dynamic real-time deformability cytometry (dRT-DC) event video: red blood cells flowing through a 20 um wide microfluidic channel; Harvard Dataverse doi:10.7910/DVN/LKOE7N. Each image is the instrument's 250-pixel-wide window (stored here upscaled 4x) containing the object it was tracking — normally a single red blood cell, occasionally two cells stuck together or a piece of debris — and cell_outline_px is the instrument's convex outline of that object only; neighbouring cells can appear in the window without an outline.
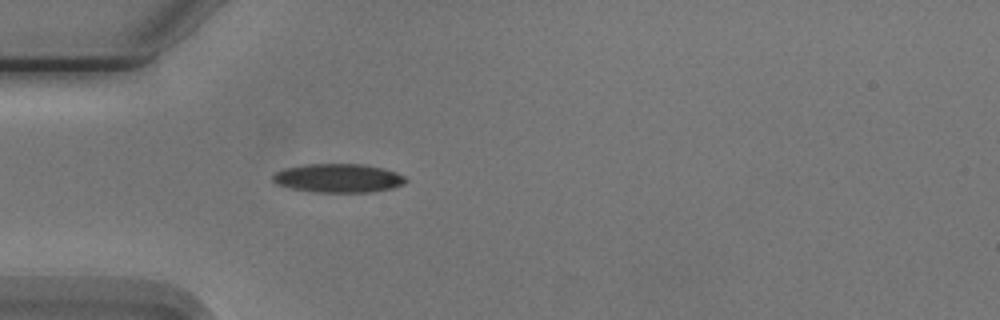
{"species": "Egyptian fruit bat (a non-hibernating species)", "species_latin": "Rousettus aegyptiacus", "temperature_condition": "cold", "stored_images_in_passage": 3, "camera_frame_rate_fps": 3000, "um_per_image_px": 0.085, "animal": {"sex": "male"}, "frame": {"image": 1, "passage_image": 3, "time_ms": 3.333, "image_size_px": [1000, 320], "cell_outline_px": [[408, 180], [404, 184], [392, 188], [372, 192], [316, 192], [292, 188], [276, 184], [272, 180], [272, 176], [276, 172], [284, 168], [304, 164], [364, 164], [384, 168], [396, 172], [404, 176]], "centroid_in_image_um": [28.77, 15.13], "position_along_channel_um": 56.2, "area_um2": 22.37}}